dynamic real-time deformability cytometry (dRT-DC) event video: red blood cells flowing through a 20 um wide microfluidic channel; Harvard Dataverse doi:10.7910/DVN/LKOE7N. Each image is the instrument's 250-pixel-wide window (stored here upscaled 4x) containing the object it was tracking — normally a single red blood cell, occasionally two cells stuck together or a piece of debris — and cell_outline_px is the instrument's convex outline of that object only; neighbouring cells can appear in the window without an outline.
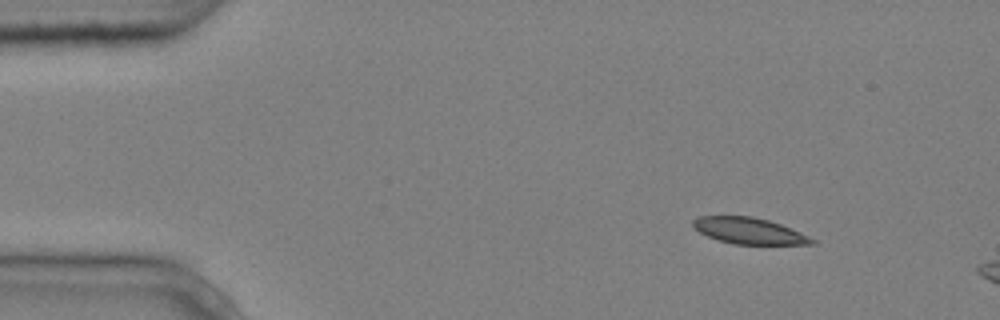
{"species": "common noctule bat (a hibernating species)", "species_latin": "Nyctalus noctula", "temperature_condition": "cold", "stored_images_in_passage": 3, "camera_frame_rate_fps": 3000, "um_per_image_px": 0.085, "animal": {"sex": "male", "body_mass_g": 20.4}, "frame": {"image": 1, "passage_image": 1, "time_ms": 0.0, "image_size_px": [1000, 320], "cell_outline_px": [[816, 244], [732, 244], [708, 236], [700, 232], [692, 224], [692, 220], [700, 216], [752, 216], [768, 220], [780, 224], [800, 232], [816, 240]], "centroid_in_image_um": [63.68, 19.62], "position_along_channel_um": 21.3, "area_um2": 17.98}}